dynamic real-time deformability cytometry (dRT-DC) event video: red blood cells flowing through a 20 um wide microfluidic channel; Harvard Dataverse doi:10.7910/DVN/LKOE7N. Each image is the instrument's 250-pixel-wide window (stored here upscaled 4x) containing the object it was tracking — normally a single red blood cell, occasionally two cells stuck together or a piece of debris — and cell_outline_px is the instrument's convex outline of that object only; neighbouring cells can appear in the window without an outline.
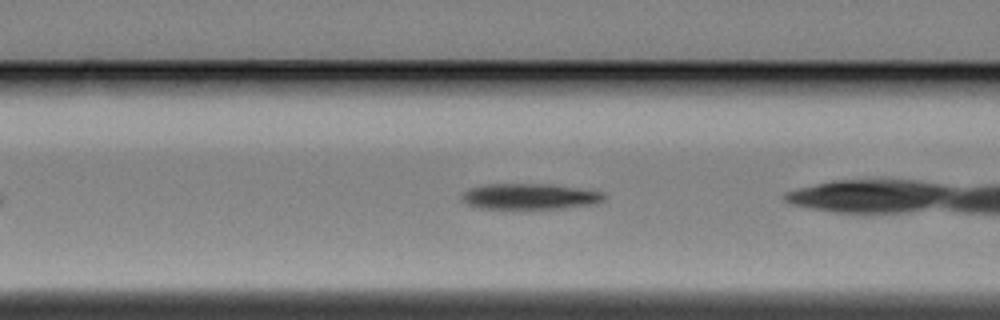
{"species": "Egyptian fruit bat (a non-hibernating species)", "species_latin": "Rousettus aegyptiacus", "temperature_condition": "cold", "stored_images_in_passage": 41, "camera_frame_rate_fps": 3000, "um_per_image_px": 0.085, "animal": {"sex": "female"}, "frame": {"image": 1, "passage_image": 5, "time_ms": 1.333, "image_size_px": [1000, 320], "cell_outline_px": [[608, 196], [604, 200], [596, 204], [564, 208], [476, 208], [460, 200], [460, 192], [468, 188], [484, 184], [552, 184], [604, 192]], "centroid_in_image_um": [45.01, 16.69], "position_along_channel_um": 121.6, "area_um2": 21.73}}
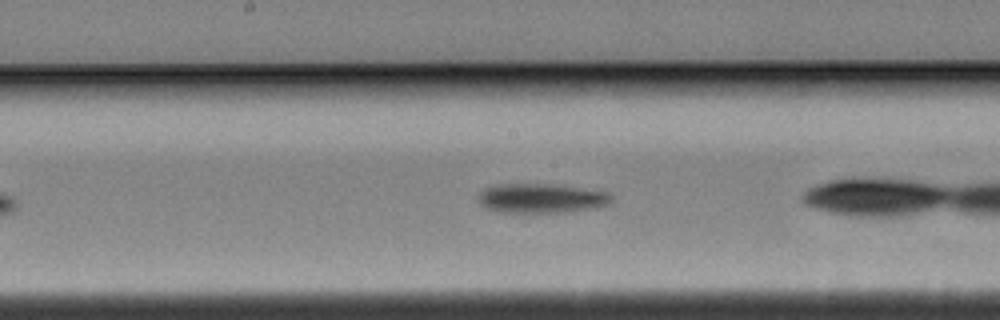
{"frame": {"image": 2, "passage_image": 12, "time_ms": 3.667, "image_size_px": [1000, 320], "cell_outline_px": [[612, 200], [608, 204], [596, 208], [564, 212], [500, 212], [484, 208], [476, 200], [480, 192], [484, 188], [500, 184], [548, 184], [608, 192], [612, 196]], "centroid_in_image_um": [45.96, 16.86], "position_along_channel_um": 202.2, "area_um2": 22.77}}
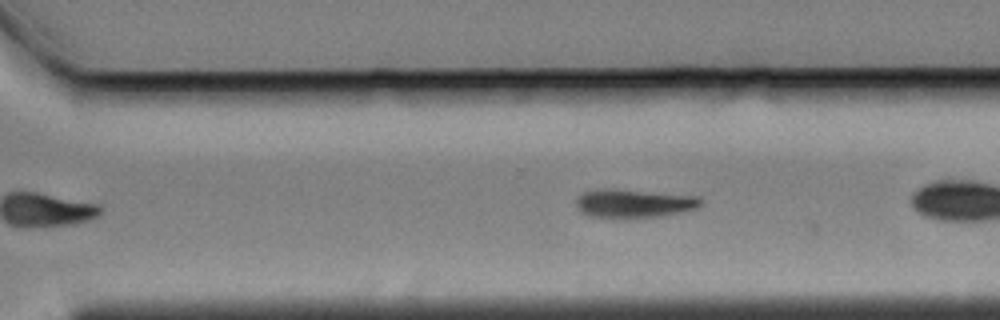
{"frame": {"image": 3, "passage_image": 22, "time_ms": 7.0, "image_size_px": [1000, 320], "cell_outline_px": [[704, 204], [696, 208], [664, 216], [612, 220], [588, 216], [576, 208], [576, 196], [584, 192], [604, 188], [700, 196], [704, 200]], "centroid_in_image_um": [53.86, 17.32], "position_along_channel_um": 316.7, "area_um2": 21.44}}